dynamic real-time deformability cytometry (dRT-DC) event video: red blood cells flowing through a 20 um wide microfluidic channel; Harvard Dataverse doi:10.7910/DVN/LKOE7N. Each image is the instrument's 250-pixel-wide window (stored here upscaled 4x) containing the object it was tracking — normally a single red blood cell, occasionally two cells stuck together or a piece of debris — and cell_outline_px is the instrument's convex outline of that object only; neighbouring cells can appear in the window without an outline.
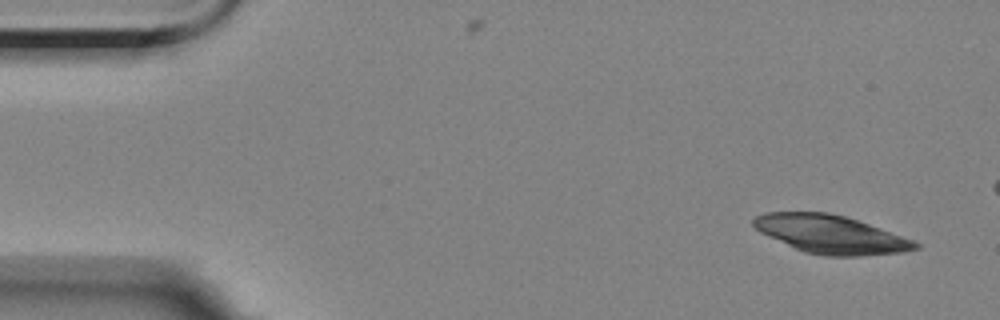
{"species": "Egyptian fruit bat (a non-hibernating species)", "species_latin": "Rousettus aegyptiacus", "temperature_condition": "room temperature", "stored_images_in_passage": 4, "camera_frame_rate_fps": 3000, "um_per_image_px": 0.085, "animal": {"sex": "female"}, "frame": {"image": 1, "passage_image": 1, "time_ms": 0.0, "image_size_px": [1000, 320], "cell_outline_px": [[920, 248], [904, 252], [860, 256], [824, 256], [804, 252], [768, 236], [760, 232], [752, 224], [752, 220], [756, 216], [764, 212], [828, 212], [844, 216], [880, 228], [912, 240], [920, 244]], "centroid_in_image_um": [70.6, 19.92], "position_along_channel_um": 14.4, "area_um2": 35.84}}